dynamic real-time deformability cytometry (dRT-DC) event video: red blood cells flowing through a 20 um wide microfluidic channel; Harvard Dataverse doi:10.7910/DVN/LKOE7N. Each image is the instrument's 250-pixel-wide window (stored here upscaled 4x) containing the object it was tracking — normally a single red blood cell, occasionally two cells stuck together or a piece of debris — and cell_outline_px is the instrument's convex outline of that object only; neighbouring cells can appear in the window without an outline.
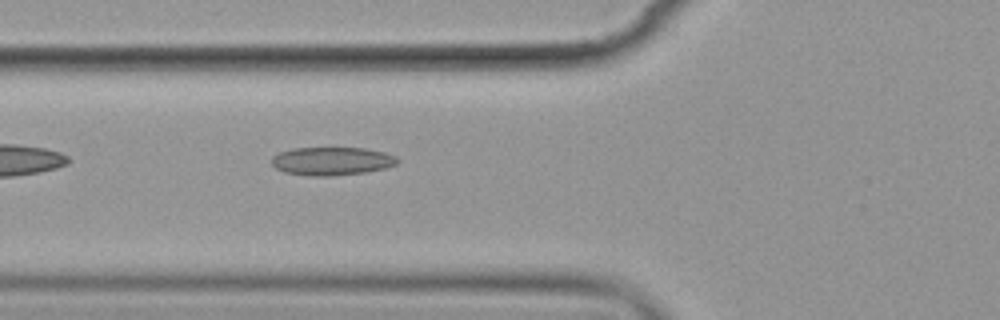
{"species": "common noctule bat (a hibernating species)", "species_latin": "Nyctalus noctula", "temperature_condition": "cold", "stored_images_in_passage": 7, "camera_frame_rate_fps": 3000, "um_per_image_px": 0.085, "animal": {"sex": "female", "body_mass_g": 19.9}, "frame": {"image": 1, "passage_image": 7, "time_ms": 7.0, "image_size_px": [1000, 320], "cell_outline_px": [[400, 160], [396, 164], [384, 168], [364, 172], [332, 176], [308, 176], [284, 172], [276, 168], [272, 164], [272, 156], [280, 152], [292, 148], [364, 148], [384, 152], [396, 156]], "centroid_in_image_um": [28.19, 13.69], "position_along_channel_um": 97.6, "area_um2": 20.69}}